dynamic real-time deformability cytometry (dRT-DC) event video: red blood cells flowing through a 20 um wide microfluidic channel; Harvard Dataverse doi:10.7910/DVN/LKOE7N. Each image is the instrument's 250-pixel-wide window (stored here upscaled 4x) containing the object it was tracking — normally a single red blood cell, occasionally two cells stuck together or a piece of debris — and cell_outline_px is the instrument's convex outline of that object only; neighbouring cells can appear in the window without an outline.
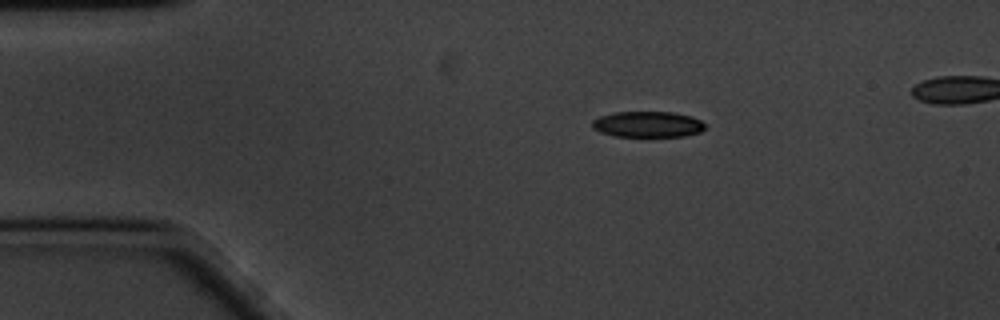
{"species": "common noctule bat (a hibernating species)", "species_latin": "Nyctalus noctula", "temperature_condition": "cold", "stored_images_in_passage": 46, "camera_frame_rate_fps": 3000, "um_per_image_px": 0.085, "animal": {"sex": "male", "body_mass_g": 20.1, "forearm_length_mm": 53.5}, "frame": {"image": 1, "passage_image": 1, "time_ms": 0.0, "image_size_px": [1000, 320], "cell_outline_px": [[704, 128], [700, 132], [684, 136], [616, 136], [600, 132], [592, 128], [592, 120], [600, 116], [612, 112], [672, 112], [692, 116], [700, 120], [704, 124]], "centroid_in_image_um": [55.03, 10.56], "position_along_channel_um": 30.0, "area_um2": 16.99}}
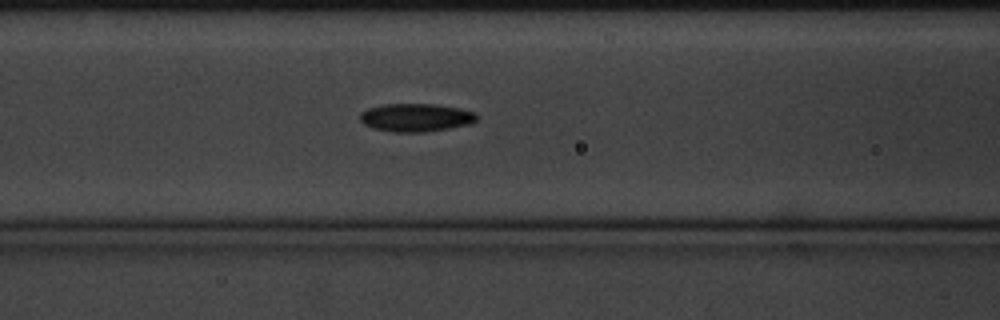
{"frame": {"image": 2, "passage_image": 14, "time_ms": 4.333, "image_size_px": [1000, 320], "cell_outline_px": [[480, 116], [476, 120], [468, 124], [448, 128], [424, 132], [392, 132], [372, 128], [364, 124], [360, 120], [360, 112], [368, 108], [384, 104], [432, 104], [456, 108], [476, 112]], "centroid_in_image_um": [35.32, 9.99], "position_along_channel_um": 131.3, "area_um2": 19.07}}
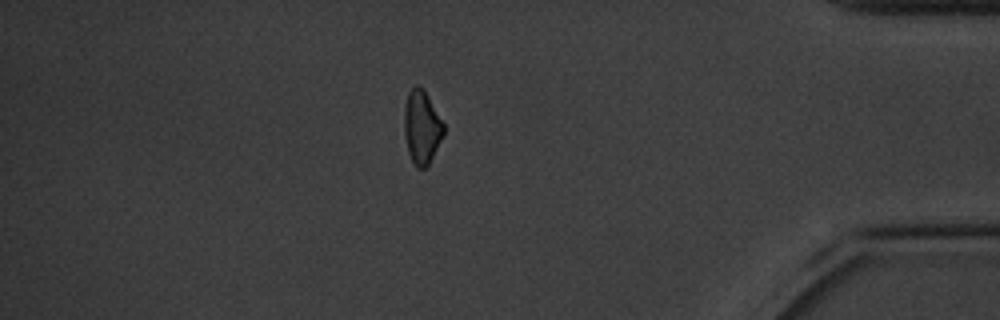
{"frame": {"image": 3, "passage_image": 41, "time_ms": 13.333, "image_size_px": [1000, 320], "cell_outline_px": [[444, 136], [428, 164], [424, 168], [416, 168], [408, 152], [404, 132], [404, 108], [408, 92], [416, 84], [424, 88], [444, 124]], "centroid_in_image_um": [35.85, 10.78], "position_along_channel_um": 399.4, "area_um2": 16.94}}